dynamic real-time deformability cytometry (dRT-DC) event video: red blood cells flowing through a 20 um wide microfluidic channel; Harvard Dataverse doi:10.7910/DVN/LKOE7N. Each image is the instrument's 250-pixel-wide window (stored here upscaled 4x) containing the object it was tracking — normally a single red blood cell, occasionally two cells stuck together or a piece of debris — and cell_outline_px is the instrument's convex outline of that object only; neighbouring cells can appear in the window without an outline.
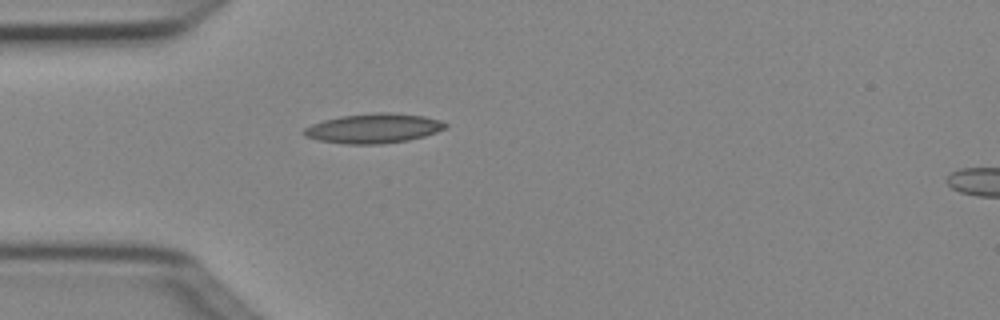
{"species": "Egyptian fruit bat (a non-hibernating species)", "species_latin": "Rousettus aegyptiacus", "temperature_condition": "cold", "stored_images_in_passage": 5, "segment_of_instrument_passage": [1, 2], "camera_frame_rate_fps": 3000, "um_per_image_px": 0.085, "animal": {"sex": "female"}, "frame": {"image": 1, "passage_image": 4, "time_ms": 1.0, "image_size_px": [1000, 320], "cell_outline_px": [[448, 124], [444, 128], [436, 132], [424, 136], [408, 140], [380, 144], [344, 144], [316, 140], [304, 136], [304, 128], [312, 124], [324, 120], [340, 116], [372, 112], [388, 112], [424, 116], [440, 120]], "centroid_in_image_um": [31.73, 10.91], "position_along_channel_um": 53.3, "area_um2": 24.45}}